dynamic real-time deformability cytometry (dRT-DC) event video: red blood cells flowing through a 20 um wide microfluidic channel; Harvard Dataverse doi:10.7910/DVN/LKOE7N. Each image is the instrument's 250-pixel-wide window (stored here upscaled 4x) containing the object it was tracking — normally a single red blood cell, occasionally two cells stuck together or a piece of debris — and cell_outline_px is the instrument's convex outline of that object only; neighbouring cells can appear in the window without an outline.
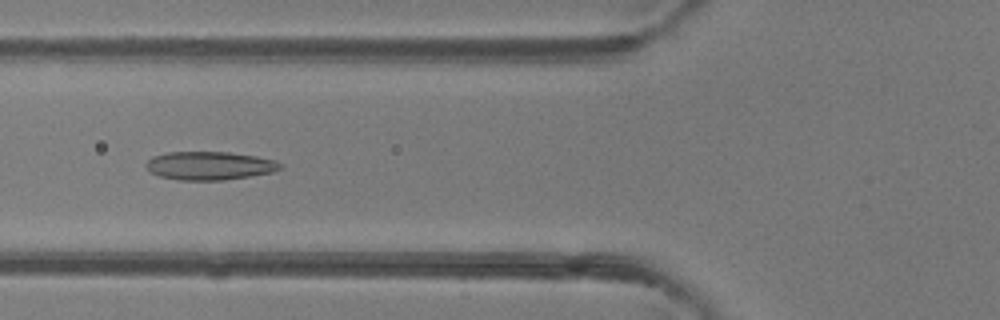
{"species": "common noctule bat (a hibernating species)", "species_latin": "Nyctalus noctula", "temperature_condition": "room temperature", "stored_images_in_passage": 50, "camera_frame_rate_fps": 3000, "um_per_image_px": 0.085, "animal": {"sex": "female"}, "frame": {"image": 1, "passage_image": 19, "time_ms": 6.0, "image_size_px": [1000, 320], "cell_outline_px": [[280, 168], [272, 172], [224, 180], [180, 180], [160, 176], [152, 172], [144, 164], [152, 156], [168, 152], [228, 152], [256, 156], [276, 160], [280, 164]], "centroid_in_image_um": [17.79, 14.07], "position_along_channel_um": 108.0, "area_um2": 21.96}}
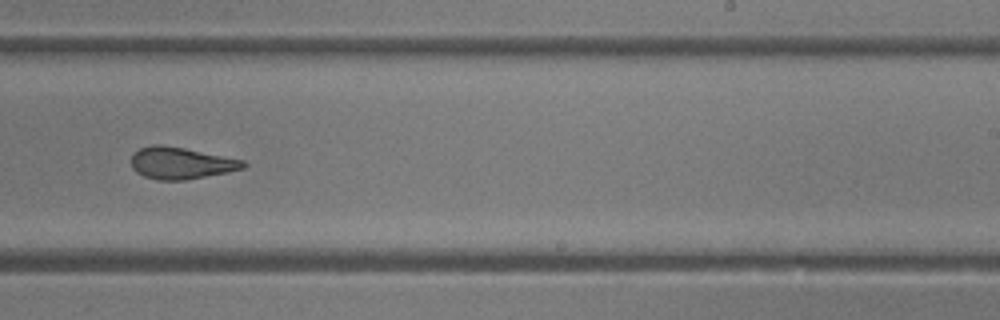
{"frame": {"image": 2, "passage_image": 31, "time_ms": 10.0, "image_size_px": [1000, 320], "cell_outline_px": [[248, 164], [244, 168], [228, 172], [184, 180], [160, 180], [144, 176], [136, 172], [132, 168], [132, 156], [140, 148], [152, 144], [160, 144], [184, 148], [244, 160]], "centroid_in_image_um": [15.39, 13.86], "position_along_channel_um": 273.6, "area_um2": 20.63}}
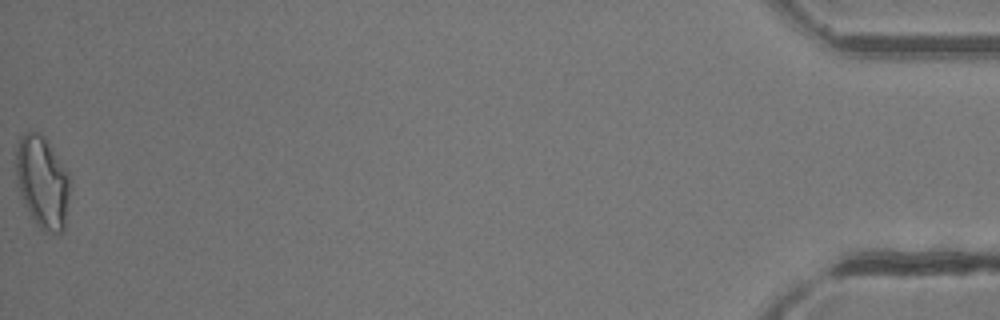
{"frame": {"image": 3, "passage_image": 50, "time_ms": 16.333, "image_size_px": [1000, 320], "cell_outline_px": [[68, 196], [64, 228], [60, 232], [44, 232], [40, 228], [24, 204], [16, 180], [16, 148], [20, 136], [24, 132], [40, 132], [44, 136], [68, 172]], "centroid_in_image_um": [3.57, 15.43], "position_along_channel_um": 431.6, "area_um2": 28.5}, "authors_computed_cell_mechanics": {"area_um2": 22.8021, "velocity_mm_per_s": 4.142, "shape_relaxation_time_tau1_ms": 6.5301, "shape_relaxation_time_tau2_ms": 2.3488, "deformation_change_tau1": 0.1778, "deformation_change_tau2": 0.1056}}